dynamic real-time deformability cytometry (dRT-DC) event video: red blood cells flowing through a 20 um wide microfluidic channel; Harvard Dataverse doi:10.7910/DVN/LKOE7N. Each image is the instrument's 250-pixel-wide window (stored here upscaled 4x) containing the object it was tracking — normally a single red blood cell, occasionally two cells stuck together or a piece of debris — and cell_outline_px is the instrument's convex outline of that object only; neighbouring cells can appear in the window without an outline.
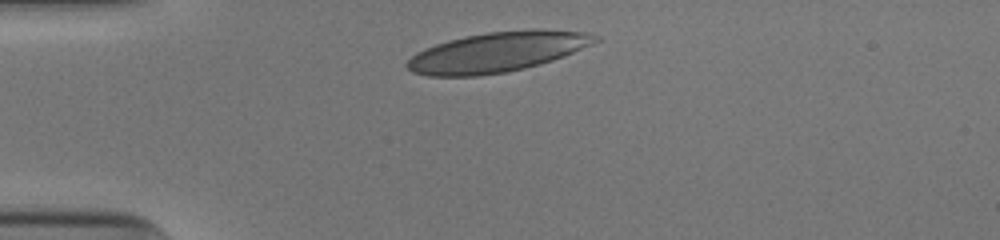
{"species": "human", "species_latin": "Homo sapiens", "temperature_condition": "cold", "stored_images_in_passage": 30, "camera_frame_rate_fps": 3000, "um_per_image_px": 0.085, "donor": {"sex": "male"}, "frame": {"image": 1, "passage_image": 1, "time_ms": 0.0, "image_size_px": [1000, 240], "cell_outline_px": [[600, 40], [592, 44], [564, 56], [540, 64], [508, 72], [476, 76], [428, 76], [412, 72], [404, 64], [416, 52], [436, 44], [448, 40], [464, 36], [488, 32], [532, 28], [536, 28], [584, 32], [600, 36]], "centroid_in_image_um": [42.28, 4.41], "position_along_channel_um": 42.7, "area_um2": 44.04}}
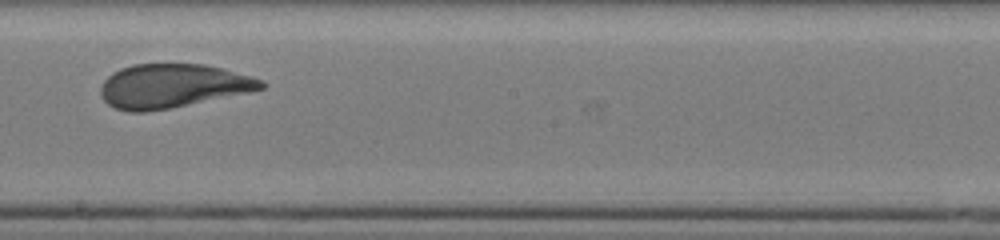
{"frame": {"image": 2, "passage_image": 18, "time_ms": 5.667, "image_size_px": [1000, 240], "cell_outline_px": [[268, 84], [264, 88], [248, 92], [168, 108], [144, 112], [128, 112], [116, 108], [108, 104], [104, 100], [100, 92], [100, 88], [104, 80], [112, 72], [120, 68], [132, 64], [204, 64], [220, 68], [264, 80]], "centroid_in_image_um": [14.63, 7.29], "position_along_channel_um": 233.6, "area_um2": 40.69}}
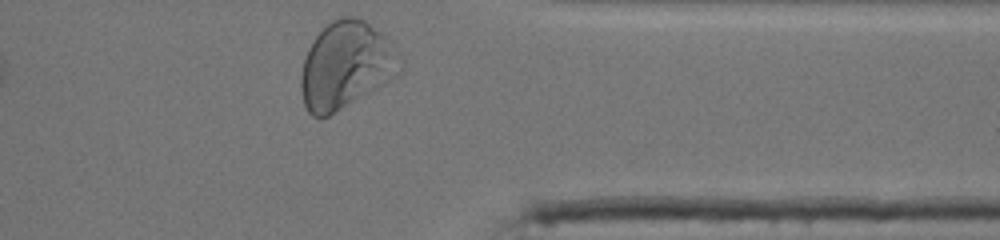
{"frame": {"image": 3, "passage_image": 30, "time_ms": 9.667, "image_size_px": [1000, 240], "cell_outline_px": [[404, 64], [400, 72], [396, 76], [376, 88], [328, 116], [312, 116], [308, 112], [304, 104], [300, 88], [300, 76], [304, 60], [308, 48], [312, 40], [332, 20], [344, 16], [356, 16], [364, 20], [392, 40], [400, 52], [404, 60]], "centroid_in_image_um": [29.44, 5.52], "position_along_channel_um": 382.0, "area_um2": 50.46}, "authors_computed_cell_mechanics": {"area_um2": 41.8472, "velocity_mm_per_s": 3.8932, "shape_relaxation_time_tau1_ms": 5.6236, "shape_relaxation_time_tau2_ms": null, "deformation_change_tau1": 0.2144, "deformation_change_tau2": null}}